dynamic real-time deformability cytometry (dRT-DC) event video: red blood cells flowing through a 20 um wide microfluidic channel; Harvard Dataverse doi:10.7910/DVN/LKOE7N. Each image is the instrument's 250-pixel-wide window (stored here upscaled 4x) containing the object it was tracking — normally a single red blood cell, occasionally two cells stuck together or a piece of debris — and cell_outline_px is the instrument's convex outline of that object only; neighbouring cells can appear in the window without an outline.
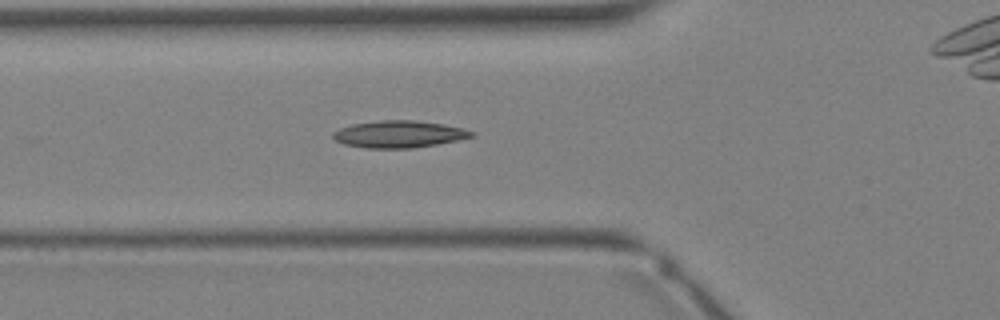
{"species": "Egyptian fruit bat (a non-hibernating species)", "species_latin": "Rousettus aegyptiacus", "temperature_condition": "warm", "stored_images_in_passage": 26, "camera_frame_rate_fps": 3000, "um_per_image_px": 0.085, "animal": {"sex": "female"}, "frame": {"image": 1, "passage_image": 4, "time_ms": 1.0, "image_size_px": [1000, 320], "cell_outline_px": [[476, 136], [436, 144], [412, 148], [364, 148], [344, 144], [336, 140], [332, 136], [332, 132], [340, 128], [352, 124], [380, 120], [416, 120], [444, 124], [476, 132]], "centroid_in_image_um": [33.9, 11.4], "position_along_channel_um": 91.9, "area_um2": 21.79}}
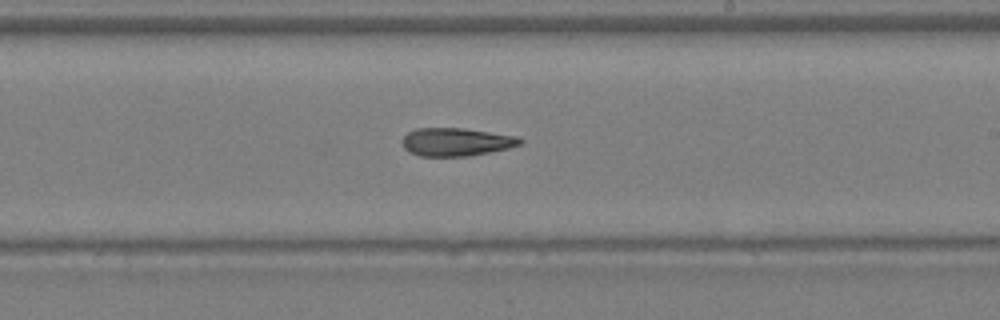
{"frame": {"image": 2, "passage_image": 12, "time_ms": 3.667, "image_size_px": [1000, 320], "cell_outline_px": [[524, 140], [520, 144], [508, 148], [468, 156], [420, 156], [408, 152], [404, 148], [404, 136], [408, 132], [416, 128], [464, 128], [516, 136]], "centroid_in_image_um": [38.77, 12.06], "position_along_channel_um": 250.2, "area_um2": 19.13}}
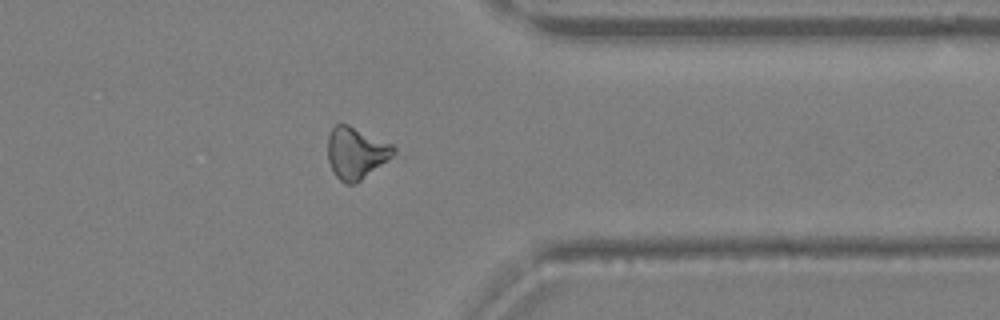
{"frame": {"image": 3, "passage_image": 19, "time_ms": 6.0, "image_size_px": [1000, 320], "cell_outline_px": [[396, 152], [392, 156], [356, 184], [344, 184], [332, 172], [328, 160], [328, 136], [332, 128], [336, 124], [348, 124], [392, 144], [396, 148]], "centroid_in_image_um": [30.24, 13.01], "position_along_channel_um": 381.2, "area_um2": 19.83}}